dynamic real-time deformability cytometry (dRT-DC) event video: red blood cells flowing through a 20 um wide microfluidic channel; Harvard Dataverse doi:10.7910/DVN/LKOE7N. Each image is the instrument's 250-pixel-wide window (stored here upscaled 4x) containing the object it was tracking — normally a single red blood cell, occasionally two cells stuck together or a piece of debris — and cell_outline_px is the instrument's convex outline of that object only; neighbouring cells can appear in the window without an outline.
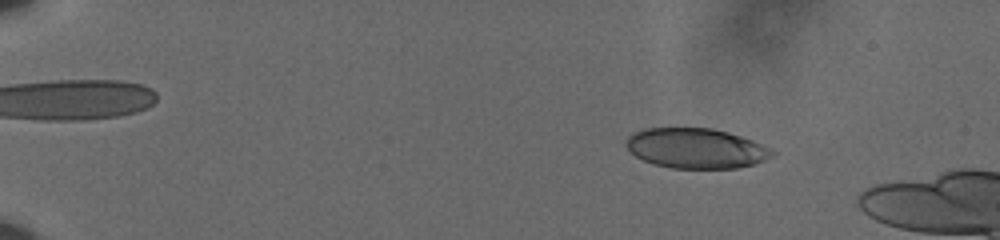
{"species": "human", "species_latin": "Homo sapiens", "temperature_condition": "cold", "stored_images_in_passage": 22, "camera_frame_rate_fps": 3000, "um_per_image_px": 0.085, "donor": {"sex": "male"}, "frame": {"image": 1, "passage_image": 10, "time_ms": 3.0, "image_size_px": [1000, 240], "cell_outline_px": [[776, 152], [772, 156], [756, 164], [736, 168], [672, 168], [652, 164], [636, 156], [624, 144], [628, 136], [632, 132], [644, 128], [712, 128], [728, 132], [752, 140]], "centroid_in_image_um": [59.13, 12.6], "position_along_channel_um": 25.9, "area_um2": 34.1}}